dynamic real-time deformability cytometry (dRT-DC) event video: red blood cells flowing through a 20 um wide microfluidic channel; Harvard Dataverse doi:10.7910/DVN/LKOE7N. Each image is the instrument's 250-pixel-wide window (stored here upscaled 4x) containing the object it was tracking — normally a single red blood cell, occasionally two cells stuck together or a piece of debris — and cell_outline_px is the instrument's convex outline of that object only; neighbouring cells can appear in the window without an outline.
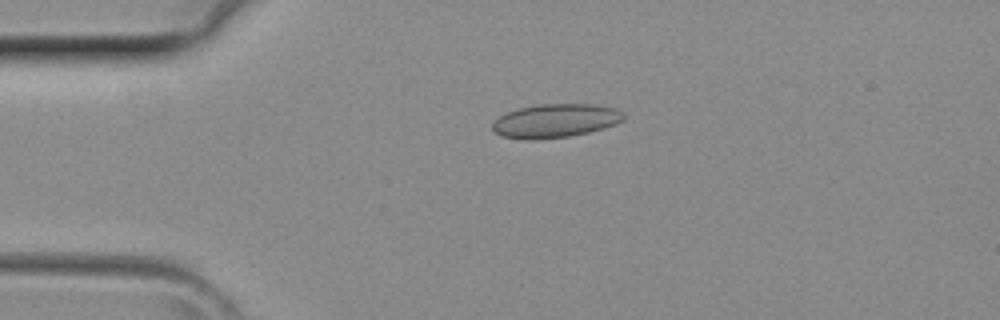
{"species": "common noctule bat (a hibernating species)", "species_latin": "Nyctalus noctula", "temperature_condition": "room temperature", "stored_images_in_passage": 4, "camera_frame_rate_fps": 3000, "um_per_image_px": 0.085, "animal": {"sex": "female", "body_mass_g": 29.2, "forearm_length_mm": 56.3}, "frame": {"image": 1, "passage_image": 4, "time_ms": 1.0, "image_size_px": [1000, 320], "cell_outline_px": [[624, 120], [616, 124], [604, 128], [588, 132], [568, 136], [532, 140], [524, 140], [500, 136], [492, 128], [492, 120], [508, 112], [520, 108], [540, 104], [596, 104], [616, 108], [624, 112]], "centroid_in_image_um": [47.21, 10.26], "position_along_channel_um": 37.8, "area_um2": 25.89}}